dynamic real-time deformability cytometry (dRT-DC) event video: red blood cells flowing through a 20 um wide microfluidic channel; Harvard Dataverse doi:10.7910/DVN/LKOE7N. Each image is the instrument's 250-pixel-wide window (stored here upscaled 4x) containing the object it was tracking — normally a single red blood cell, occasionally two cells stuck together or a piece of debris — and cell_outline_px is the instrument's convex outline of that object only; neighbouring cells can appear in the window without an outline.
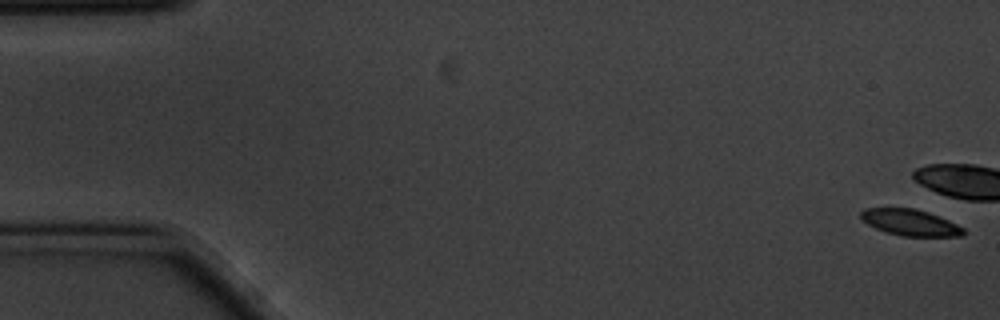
{"species": "common noctule bat (a hibernating species)", "species_latin": "Nyctalus noctula", "temperature_condition": "cold", "stored_images_in_passage": 8, "camera_frame_rate_fps": 3000, "um_per_image_px": 0.085, "animal": {"sex": "male", "body_mass_g": 20.1, "forearm_length_mm": 53.5}, "frame": {"image": 1, "passage_image": 1, "time_ms": 0.0, "image_size_px": [1000, 320], "cell_outline_px": [[964, 232], [960, 236], [904, 236], [884, 232], [860, 220], [860, 212], [864, 208], [916, 208], [928, 212], [948, 220], [964, 228]], "centroid_in_image_um": [77.32, 18.9], "position_along_channel_um": 7.7, "area_um2": 15.72}}